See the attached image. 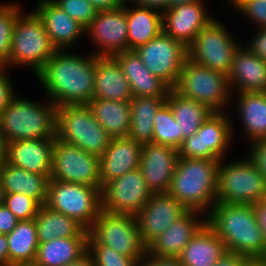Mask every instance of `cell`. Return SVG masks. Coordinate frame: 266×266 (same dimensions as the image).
Wrapping results in <instances>:
<instances>
[{
	"instance_id": "39",
	"label": "cell",
	"mask_w": 266,
	"mask_h": 266,
	"mask_svg": "<svg viewBox=\"0 0 266 266\" xmlns=\"http://www.w3.org/2000/svg\"><path fill=\"white\" fill-rule=\"evenodd\" d=\"M87 252L92 256L95 266H141L135 258L120 254L106 245H95L89 238Z\"/></svg>"
},
{
	"instance_id": "46",
	"label": "cell",
	"mask_w": 266,
	"mask_h": 266,
	"mask_svg": "<svg viewBox=\"0 0 266 266\" xmlns=\"http://www.w3.org/2000/svg\"><path fill=\"white\" fill-rule=\"evenodd\" d=\"M179 257H160L151 255L147 251L141 262V266H181Z\"/></svg>"
},
{
	"instance_id": "60",
	"label": "cell",
	"mask_w": 266,
	"mask_h": 266,
	"mask_svg": "<svg viewBox=\"0 0 266 266\" xmlns=\"http://www.w3.org/2000/svg\"><path fill=\"white\" fill-rule=\"evenodd\" d=\"M224 1H225V3L228 2V3H226V5L228 6L232 0H224Z\"/></svg>"
},
{
	"instance_id": "18",
	"label": "cell",
	"mask_w": 266,
	"mask_h": 266,
	"mask_svg": "<svg viewBox=\"0 0 266 266\" xmlns=\"http://www.w3.org/2000/svg\"><path fill=\"white\" fill-rule=\"evenodd\" d=\"M187 211L182 203L167 193L152 194L135 215L143 245L147 248Z\"/></svg>"
},
{
	"instance_id": "12",
	"label": "cell",
	"mask_w": 266,
	"mask_h": 266,
	"mask_svg": "<svg viewBox=\"0 0 266 266\" xmlns=\"http://www.w3.org/2000/svg\"><path fill=\"white\" fill-rule=\"evenodd\" d=\"M217 17L194 38L188 58L200 65L228 75L235 51L242 44Z\"/></svg>"
},
{
	"instance_id": "29",
	"label": "cell",
	"mask_w": 266,
	"mask_h": 266,
	"mask_svg": "<svg viewBox=\"0 0 266 266\" xmlns=\"http://www.w3.org/2000/svg\"><path fill=\"white\" fill-rule=\"evenodd\" d=\"M128 50H135L148 43L163 32L162 12L139 6L126 4Z\"/></svg>"
},
{
	"instance_id": "9",
	"label": "cell",
	"mask_w": 266,
	"mask_h": 266,
	"mask_svg": "<svg viewBox=\"0 0 266 266\" xmlns=\"http://www.w3.org/2000/svg\"><path fill=\"white\" fill-rule=\"evenodd\" d=\"M44 205L73 218L89 230L102 210L101 190L84 184L50 179Z\"/></svg>"
},
{
	"instance_id": "11",
	"label": "cell",
	"mask_w": 266,
	"mask_h": 266,
	"mask_svg": "<svg viewBox=\"0 0 266 266\" xmlns=\"http://www.w3.org/2000/svg\"><path fill=\"white\" fill-rule=\"evenodd\" d=\"M88 238L95 245H106L116 252L142 262L147 248L143 245L136 217L129 214H114L101 210Z\"/></svg>"
},
{
	"instance_id": "53",
	"label": "cell",
	"mask_w": 266,
	"mask_h": 266,
	"mask_svg": "<svg viewBox=\"0 0 266 266\" xmlns=\"http://www.w3.org/2000/svg\"><path fill=\"white\" fill-rule=\"evenodd\" d=\"M65 266H95L92 256L86 252L78 260L73 261Z\"/></svg>"
},
{
	"instance_id": "7",
	"label": "cell",
	"mask_w": 266,
	"mask_h": 266,
	"mask_svg": "<svg viewBox=\"0 0 266 266\" xmlns=\"http://www.w3.org/2000/svg\"><path fill=\"white\" fill-rule=\"evenodd\" d=\"M225 161L218 167L216 203L254 205L266 199V181L246 154Z\"/></svg>"
},
{
	"instance_id": "47",
	"label": "cell",
	"mask_w": 266,
	"mask_h": 266,
	"mask_svg": "<svg viewBox=\"0 0 266 266\" xmlns=\"http://www.w3.org/2000/svg\"><path fill=\"white\" fill-rule=\"evenodd\" d=\"M18 222L16 216L4 204L0 206V234H9Z\"/></svg>"
},
{
	"instance_id": "42",
	"label": "cell",
	"mask_w": 266,
	"mask_h": 266,
	"mask_svg": "<svg viewBox=\"0 0 266 266\" xmlns=\"http://www.w3.org/2000/svg\"><path fill=\"white\" fill-rule=\"evenodd\" d=\"M75 21L87 28L96 16L97 10L89 0H51Z\"/></svg>"
},
{
	"instance_id": "22",
	"label": "cell",
	"mask_w": 266,
	"mask_h": 266,
	"mask_svg": "<svg viewBox=\"0 0 266 266\" xmlns=\"http://www.w3.org/2000/svg\"><path fill=\"white\" fill-rule=\"evenodd\" d=\"M54 142L55 138L11 141L7 144L6 162L50 180Z\"/></svg>"
},
{
	"instance_id": "48",
	"label": "cell",
	"mask_w": 266,
	"mask_h": 266,
	"mask_svg": "<svg viewBox=\"0 0 266 266\" xmlns=\"http://www.w3.org/2000/svg\"><path fill=\"white\" fill-rule=\"evenodd\" d=\"M250 259L234 252H225L214 266H245Z\"/></svg>"
},
{
	"instance_id": "43",
	"label": "cell",
	"mask_w": 266,
	"mask_h": 266,
	"mask_svg": "<svg viewBox=\"0 0 266 266\" xmlns=\"http://www.w3.org/2000/svg\"><path fill=\"white\" fill-rule=\"evenodd\" d=\"M248 145L249 148L246 155L266 181V138L252 141Z\"/></svg>"
},
{
	"instance_id": "31",
	"label": "cell",
	"mask_w": 266,
	"mask_h": 266,
	"mask_svg": "<svg viewBox=\"0 0 266 266\" xmlns=\"http://www.w3.org/2000/svg\"><path fill=\"white\" fill-rule=\"evenodd\" d=\"M49 179L5 162L0 166V184L5 193H23L40 205L46 202Z\"/></svg>"
},
{
	"instance_id": "16",
	"label": "cell",
	"mask_w": 266,
	"mask_h": 266,
	"mask_svg": "<svg viewBox=\"0 0 266 266\" xmlns=\"http://www.w3.org/2000/svg\"><path fill=\"white\" fill-rule=\"evenodd\" d=\"M151 195L142 171L138 168L113 179L103 187L102 210L135 216L149 201Z\"/></svg>"
},
{
	"instance_id": "1",
	"label": "cell",
	"mask_w": 266,
	"mask_h": 266,
	"mask_svg": "<svg viewBox=\"0 0 266 266\" xmlns=\"http://www.w3.org/2000/svg\"><path fill=\"white\" fill-rule=\"evenodd\" d=\"M96 56L57 50L35 76L56 107L88 104L93 98Z\"/></svg>"
},
{
	"instance_id": "58",
	"label": "cell",
	"mask_w": 266,
	"mask_h": 266,
	"mask_svg": "<svg viewBox=\"0 0 266 266\" xmlns=\"http://www.w3.org/2000/svg\"><path fill=\"white\" fill-rule=\"evenodd\" d=\"M7 266H37L35 263H18V264H9Z\"/></svg>"
},
{
	"instance_id": "50",
	"label": "cell",
	"mask_w": 266,
	"mask_h": 266,
	"mask_svg": "<svg viewBox=\"0 0 266 266\" xmlns=\"http://www.w3.org/2000/svg\"><path fill=\"white\" fill-rule=\"evenodd\" d=\"M97 11H105L125 5L123 0H89Z\"/></svg>"
},
{
	"instance_id": "56",
	"label": "cell",
	"mask_w": 266,
	"mask_h": 266,
	"mask_svg": "<svg viewBox=\"0 0 266 266\" xmlns=\"http://www.w3.org/2000/svg\"><path fill=\"white\" fill-rule=\"evenodd\" d=\"M245 266H266V260L265 259L249 260Z\"/></svg>"
},
{
	"instance_id": "6",
	"label": "cell",
	"mask_w": 266,
	"mask_h": 266,
	"mask_svg": "<svg viewBox=\"0 0 266 266\" xmlns=\"http://www.w3.org/2000/svg\"><path fill=\"white\" fill-rule=\"evenodd\" d=\"M176 93L204 104L213 112H230L232 91L228 75L187 58L175 86Z\"/></svg>"
},
{
	"instance_id": "37",
	"label": "cell",
	"mask_w": 266,
	"mask_h": 266,
	"mask_svg": "<svg viewBox=\"0 0 266 266\" xmlns=\"http://www.w3.org/2000/svg\"><path fill=\"white\" fill-rule=\"evenodd\" d=\"M153 143L168 145L177 150L180 147V128L167 102L154 117Z\"/></svg>"
},
{
	"instance_id": "14",
	"label": "cell",
	"mask_w": 266,
	"mask_h": 266,
	"mask_svg": "<svg viewBox=\"0 0 266 266\" xmlns=\"http://www.w3.org/2000/svg\"><path fill=\"white\" fill-rule=\"evenodd\" d=\"M134 51L148 70L171 89L175 86L188 58V49L163 32Z\"/></svg>"
},
{
	"instance_id": "23",
	"label": "cell",
	"mask_w": 266,
	"mask_h": 266,
	"mask_svg": "<svg viewBox=\"0 0 266 266\" xmlns=\"http://www.w3.org/2000/svg\"><path fill=\"white\" fill-rule=\"evenodd\" d=\"M142 144L129 137L112 138L100 156V176L103 187L113 179L140 168Z\"/></svg>"
},
{
	"instance_id": "17",
	"label": "cell",
	"mask_w": 266,
	"mask_h": 266,
	"mask_svg": "<svg viewBox=\"0 0 266 266\" xmlns=\"http://www.w3.org/2000/svg\"><path fill=\"white\" fill-rule=\"evenodd\" d=\"M204 2L197 0L170 7L162 12L163 33L188 48L195 36L216 18Z\"/></svg>"
},
{
	"instance_id": "3",
	"label": "cell",
	"mask_w": 266,
	"mask_h": 266,
	"mask_svg": "<svg viewBox=\"0 0 266 266\" xmlns=\"http://www.w3.org/2000/svg\"><path fill=\"white\" fill-rule=\"evenodd\" d=\"M220 160L179 157L167 194L207 214L216 204Z\"/></svg>"
},
{
	"instance_id": "49",
	"label": "cell",
	"mask_w": 266,
	"mask_h": 266,
	"mask_svg": "<svg viewBox=\"0 0 266 266\" xmlns=\"http://www.w3.org/2000/svg\"><path fill=\"white\" fill-rule=\"evenodd\" d=\"M253 206L266 243V199Z\"/></svg>"
},
{
	"instance_id": "33",
	"label": "cell",
	"mask_w": 266,
	"mask_h": 266,
	"mask_svg": "<svg viewBox=\"0 0 266 266\" xmlns=\"http://www.w3.org/2000/svg\"><path fill=\"white\" fill-rule=\"evenodd\" d=\"M166 102L180 128V146L184 139L196 133L202 123L214 113L204 104L181 96L173 89L168 92Z\"/></svg>"
},
{
	"instance_id": "55",
	"label": "cell",
	"mask_w": 266,
	"mask_h": 266,
	"mask_svg": "<svg viewBox=\"0 0 266 266\" xmlns=\"http://www.w3.org/2000/svg\"><path fill=\"white\" fill-rule=\"evenodd\" d=\"M197 0H168V8L177 6V5H182V4H188L191 2H195Z\"/></svg>"
},
{
	"instance_id": "40",
	"label": "cell",
	"mask_w": 266,
	"mask_h": 266,
	"mask_svg": "<svg viewBox=\"0 0 266 266\" xmlns=\"http://www.w3.org/2000/svg\"><path fill=\"white\" fill-rule=\"evenodd\" d=\"M3 204L19 221L35 219L41 206L34 198L23 193H5Z\"/></svg>"
},
{
	"instance_id": "36",
	"label": "cell",
	"mask_w": 266,
	"mask_h": 266,
	"mask_svg": "<svg viewBox=\"0 0 266 266\" xmlns=\"http://www.w3.org/2000/svg\"><path fill=\"white\" fill-rule=\"evenodd\" d=\"M7 239L9 264L34 263L39 246L34 219L19 221Z\"/></svg>"
},
{
	"instance_id": "30",
	"label": "cell",
	"mask_w": 266,
	"mask_h": 266,
	"mask_svg": "<svg viewBox=\"0 0 266 266\" xmlns=\"http://www.w3.org/2000/svg\"><path fill=\"white\" fill-rule=\"evenodd\" d=\"M88 230L79 236L57 238L39 243L34 263L37 266H65L78 260L87 252Z\"/></svg>"
},
{
	"instance_id": "28",
	"label": "cell",
	"mask_w": 266,
	"mask_h": 266,
	"mask_svg": "<svg viewBox=\"0 0 266 266\" xmlns=\"http://www.w3.org/2000/svg\"><path fill=\"white\" fill-rule=\"evenodd\" d=\"M225 252L223 240L206 223L185 245L179 259L183 266H214Z\"/></svg>"
},
{
	"instance_id": "44",
	"label": "cell",
	"mask_w": 266,
	"mask_h": 266,
	"mask_svg": "<svg viewBox=\"0 0 266 266\" xmlns=\"http://www.w3.org/2000/svg\"><path fill=\"white\" fill-rule=\"evenodd\" d=\"M8 70L5 66H0V113L17 94Z\"/></svg>"
},
{
	"instance_id": "59",
	"label": "cell",
	"mask_w": 266,
	"mask_h": 266,
	"mask_svg": "<svg viewBox=\"0 0 266 266\" xmlns=\"http://www.w3.org/2000/svg\"><path fill=\"white\" fill-rule=\"evenodd\" d=\"M137 0H123L124 4L135 3Z\"/></svg>"
},
{
	"instance_id": "51",
	"label": "cell",
	"mask_w": 266,
	"mask_h": 266,
	"mask_svg": "<svg viewBox=\"0 0 266 266\" xmlns=\"http://www.w3.org/2000/svg\"><path fill=\"white\" fill-rule=\"evenodd\" d=\"M135 4L142 7L152 8L160 12H164L168 9V0H137Z\"/></svg>"
},
{
	"instance_id": "19",
	"label": "cell",
	"mask_w": 266,
	"mask_h": 266,
	"mask_svg": "<svg viewBox=\"0 0 266 266\" xmlns=\"http://www.w3.org/2000/svg\"><path fill=\"white\" fill-rule=\"evenodd\" d=\"M179 157L178 150L171 146L142 144L140 169L152 194L168 192Z\"/></svg>"
},
{
	"instance_id": "13",
	"label": "cell",
	"mask_w": 266,
	"mask_h": 266,
	"mask_svg": "<svg viewBox=\"0 0 266 266\" xmlns=\"http://www.w3.org/2000/svg\"><path fill=\"white\" fill-rule=\"evenodd\" d=\"M50 179L84 184L102 191L100 156L55 137Z\"/></svg>"
},
{
	"instance_id": "25",
	"label": "cell",
	"mask_w": 266,
	"mask_h": 266,
	"mask_svg": "<svg viewBox=\"0 0 266 266\" xmlns=\"http://www.w3.org/2000/svg\"><path fill=\"white\" fill-rule=\"evenodd\" d=\"M113 58L129 81L133 97H167L171 88L148 70L134 50L117 53Z\"/></svg>"
},
{
	"instance_id": "52",
	"label": "cell",
	"mask_w": 266,
	"mask_h": 266,
	"mask_svg": "<svg viewBox=\"0 0 266 266\" xmlns=\"http://www.w3.org/2000/svg\"><path fill=\"white\" fill-rule=\"evenodd\" d=\"M0 265H9L8 239L5 234H0Z\"/></svg>"
},
{
	"instance_id": "26",
	"label": "cell",
	"mask_w": 266,
	"mask_h": 266,
	"mask_svg": "<svg viewBox=\"0 0 266 266\" xmlns=\"http://www.w3.org/2000/svg\"><path fill=\"white\" fill-rule=\"evenodd\" d=\"M93 98L113 101H130L133 98L131 85L113 57L96 56Z\"/></svg>"
},
{
	"instance_id": "27",
	"label": "cell",
	"mask_w": 266,
	"mask_h": 266,
	"mask_svg": "<svg viewBox=\"0 0 266 266\" xmlns=\"http://www.w3.org/2000/svg\"><path fill=\"white\" fill-rule=\"evenodd\" d=\"M232 99L248 144L266 138V92L234 93Z\"/></svg>"
},
{
	"instance_id": "15",
	"label": "cell",
	"mask_w": 266,
	"mask_h": 266,
	"mask_svg": "<svg viewBox=\"0 0 266 266\" xmlns=\"http://www.w3.org/2000/svg\"><path fill=\"white\" fill-rule=\"evenodd\" d=\"M85 38L93 46L92 54L97 57H113L128 50L126 4L118 8L97 11L95 18L86 28Z\"/></svg>"
},
{
	"instance_id": "21",
	"label": "cell",
	"mask_w": 266,
	"mask_h": 266,
	"mask_svg": "<svg viewBox=\"0 0 266 266\" xmlns=\"http://www.w3.org/2000/svg\"><path fill=\"white\" fill-rule=\"evenodd\" d=\"M205 224V213L188 210L147 247V252L160 257H179L185 245Z\"/></svg>"
},
{
	"instance_id": "57",
	"label": "cell",
	"mask_w": 266,
	"mask_h": 266,
	"mask_svg": "<svg viewBox=\"0 0 266 266\" xmlns=\"http://www.w3.org/2000/svg\"><path fill=\"white\" fill-rule=\"evenodd\" d=\"M4 196H5V192H4V189L1 187V184H0V206L3 205Z\"/></svg>"
},
{
	"instance_id": "54",
	"label": "cell",
	"mask_w": 266,
	"mask_h": 266,
	"mask_svg": "<svg viewBox=\"0 0 266 266\" xmlns=\"http://www.w3.org/2000/svg\"><path fill=\"white\" fill-rule=\"evenodd\" d=\"M7 141L0 129V166L6 162L7 158Z\"/></svg>"
},
{
	"instance_id": "20",
	"label": "cell",
	"mask_w": 266,
	"mask_h": 266,
	"mask_svg": "<svg viewBox=\"0 0 266 266\" xmlns=\"http://www.w3.org/2000/svg\"><path fill=\"white\" fill-rule=\"evenodd\" d=\"M33 11L42 20L45 31L57 50L73 51L78 41L86 37V28L51 0H38Z\"/></svg>"
},
{
	"instance_id": "41",
	"label": "cell",
	"mask_w": 266,
	"mask_h": 266,
	"mask_svg": "<svg viewBox=\"0 0 266 266\" xmlns=\"http://www.w3.org/2000/svg\"><path fill=\"white\" fill-rule=\"evenodd\" d=\"M228 7L255 25L252 27L266 28V0H232Z\"/></svg>"
},
{
	"instance_id": "8",
	"label": "cell",
	"mask_w": 266,
	"mask_h": 266,
	"mask_svg": "<svg viewBox=\"0 0 266 266\" xmlns=\"http://www.w3.org/2000/svg\"><path fill=\"white\" fill-rule=\"evenodd\" d=\"M56 137L97 156L105 152L112 139L87 104L57 107Z\"/></svg>"
},
{
	"instance_id": "34",
	"label": "cell",
	"mask_w": 266,
	"mask_h": 266,
	"mask_svg": "<svg viewBox=\"0 0 266 266\" xmlns=\"http://www.w3.org/2000/svg\"><path fill=\"white\" fill-rule=\"evenodd\" d=\"M166 97H133L130 100L131 122L127 137L140 144L153 143L154 117Z\"/></svg>"
},
{
	"instance_id": "35",
	"label": "cell",
	"mask_w": 266,
	"mask_h": 266,
	"mask_svg": "<svg viewBox=\"0 0 266 266\" xmlns=\"http://www.w3.org/2000/svg\"><path fill=\"white\" fill-rule=\"evenodd\" d=\"M37 238L44 243L57 238L79 236L85 228L73 218L41 205L35 217Z\"/></svg>"
},
{
	"instance_id": "24",
	"label": "cell",
	"mask_w": 266,
	"mask_h": 266,
	"mask_svg": "<svg viewBox=\"0 0 266 266\" xmlns=\"http://www.w3.org/2000/svg\"><path fill=\"white\" fill-rule=\"evenodd\" d=\"M228 80L232 94L266 92V61L241 44L235 51Z\"/></svg>"
},
{
	"instance_id": "32",
	"label": "cell",
	"mask_w": 266,
	"mask_h": 266,
	"mask_svg": "<svg viewBox=\"0 0 266 266\" xmlns=\"http://www.w3.org/2000/svg\"><path fill=\"white\" fill-rule=\"evenodd\" d=\"M87 105L111 138L127 137L131 122L130 101L92 98Z\"/></svg>"
},
{
	"instance_id": "2",
	"label": "cell",
	"mask_w": 266,
	"mask_h": 266,
	"mask_svg": "<svg viewBox=\"0 0 266 266\" xmlns=\"http://www.w3.org/2000/svg\"><path fill=\"white\" fill-rule=\"evenodd\" d=\"M207 225L228 252L250 260L266 258V243L253 205L216 203L206 214Z\"/></svg>"
},
{
	"instance_id": "10",
	"label": "cell",
	"mask_w": 266,
	"mask_h": 266,
	"mask_svg": "<svg viewBox=\"0 0 266 266\" xmlns=\"http://www.w3.org/2000/svg\"><path fill=\"white\" fill-rule=\"evenodd\" d=\"M229 113L214 112L208 117L196 133L183 140L178 149L179 156L210 160L227 158L237 130Z\"/></svg>"
},
{
	"instance_id": "38",
	"label": "cell",
	"mask_w": 266,
	"mask_h": 266,
	"mask_svg": "<svg viewBox=\"0 0 266 266\" xmlns=\"http://www.w3.org/2000/svg\"><path fill=\"white\" fill-rule=\"evenodd\" d=\"M21 7L17 2H0V66L9 62L14 26L24 12Z\"/></svg>"
},
{
	"instance_id": "45",
	"label": "cell",
	"mask_w": 266,
	"mask_h": 266,
	"mask_svg": "<svg viewBox=\"0 0 266 266\" xmlns=\"http://www.w3.org/2000/svg\"><path fill=\"white\" fill-rule=\"evenodd\" d=\"M255 35L247 44H243L252 54L266 61V28H256Z\"/></svg>"
},
{
	"instance_id": "5",
	"label": "cell",
	"mask_w": 266,
	"mask_h": 266,
	"mask_svg": "<svg viewBox=\"0 0 266 266\" xmlns=\"http://www.w3.org/2000/svg\"><path fill=\"white\" fill-rule=\"evenodd\" d=\"M56 51L38 15L33 10L23 12L14 26L10 58L5 67H28L36 76Z\"/></svg>"
},
{
	"instance_id": "4",
	"label": "cell",
	"mask_w": 266,
	"mask_h": 266,
	"mask_svg": "<svg viewBox=\"0 0 266 266\" xmlns=\"http://www.w3.org/2000/svg\"><path fill=\"white\" fill-rule=\"evenodd\" d=\"M56 124L57 107L46 97L41 102L17 93L0 113V129L7 143L55 138Z\"/></svg>"
}]
</instances>
